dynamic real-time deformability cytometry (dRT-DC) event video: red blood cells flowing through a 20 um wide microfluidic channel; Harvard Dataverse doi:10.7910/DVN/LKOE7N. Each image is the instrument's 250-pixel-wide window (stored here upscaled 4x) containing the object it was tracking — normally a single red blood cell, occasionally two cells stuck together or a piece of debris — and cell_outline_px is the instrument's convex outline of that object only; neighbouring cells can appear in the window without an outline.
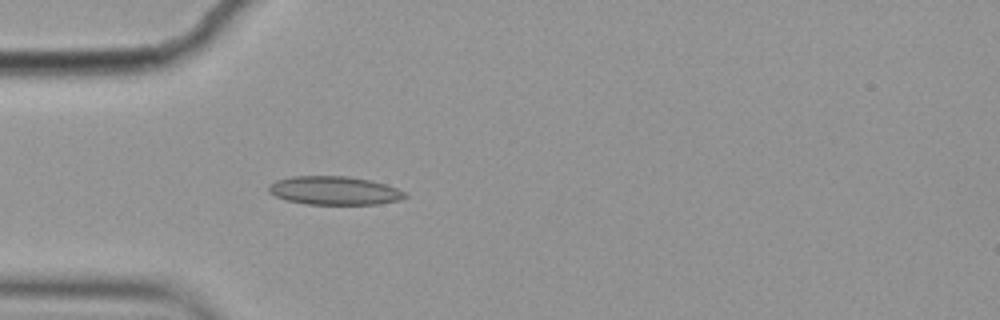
{"species": "common noctule bat (a hibernating species)", "species_latin": "Nyctalus noctula", "temperature_condition": "cold", "stored_images_in_passage": 3, "camera_frame_rate_fps": 3000, "um_per_image_px": 0.085, "animal": {"sex": "female", "body_mass_g": 19.9}, "frame": {"image": 1, "passage_image": 3, "time_ms": 0.667, "image_size_px": [1000, 320], "cell_outline_px": [[408, 196], [400, 200], [376, 204], [304, 204], [288, 200], [276, 196], [268, 192], [268, 184], [276, 180], [292, 176], [348, 176], [368, 180], [384, 184], [408, 192]], "centroid_in_image_um": [28.41, 16.2], "position_along_channel_um": 56.6, "area_um2": 22.66}}